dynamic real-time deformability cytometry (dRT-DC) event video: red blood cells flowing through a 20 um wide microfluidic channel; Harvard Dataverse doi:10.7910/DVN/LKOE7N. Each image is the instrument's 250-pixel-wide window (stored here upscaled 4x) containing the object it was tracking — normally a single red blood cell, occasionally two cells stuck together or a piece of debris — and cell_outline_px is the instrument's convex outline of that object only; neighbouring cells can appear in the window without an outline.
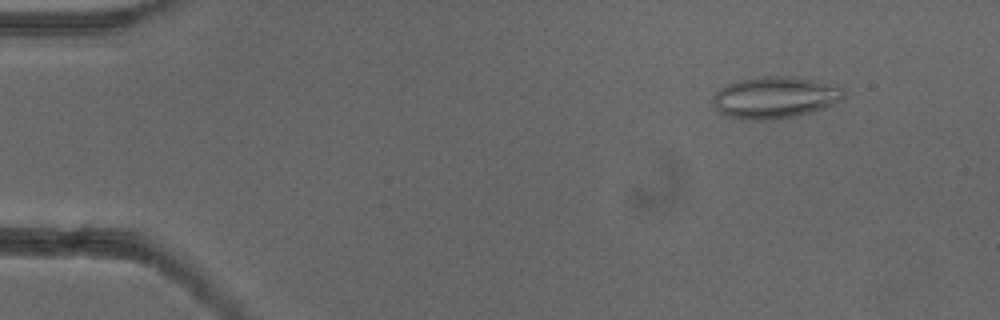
{"species": "common noctule bat (a hibernating species)", "species_latin": "Nyctalus noctula", "temperature_condition": "cold", "stored_images_in_passage": 53, "camera_frame_rate_fps": 3000, "um_per_image_px": 0.085, "animal": {"sex": "female"}, "frame": {"image": 1, "passage_image": 6, "time_ms": 1.667, "image_size_px": [1000, 320], "cell_outline_px": [[844, 96], [840, 100], [824, 108], [796, 116], [772, 120], [752, 120], [728, 116], [720, 112], [716, 108], [712, 100], [712, 96], [720, 88], [736, 80], [768, 76], [792, 76], [812, 80], [844, 88]], "centroid_in_image_um": [65.84, 8.29], "position_along_channel_um": 19.2, "area_um2": 31.62}}
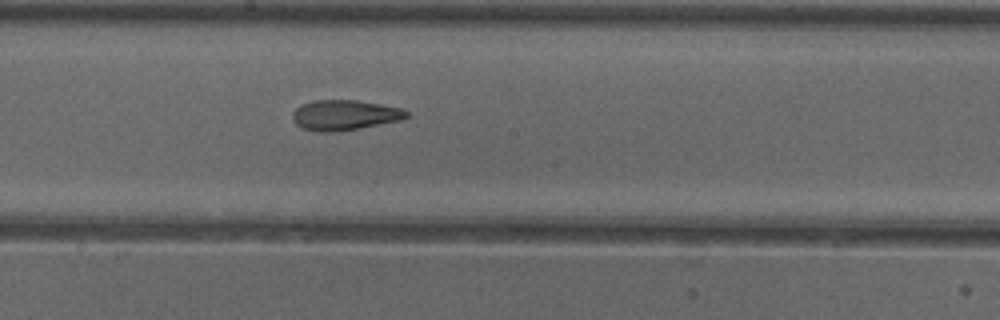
{"frame": {"image": 2, "passage_image": 29, "time_ms": 9.333, "image_size_px": [1000, 320], "cell_outline_px": [[408, 116], [400, 120], [356, 128], [328, 132], [320, 132], [300, 128], [296, 124], [292, 116], [292, 112], [300, 104], [312, 100], [356, 100], [380, 104], [400, 108], [408, 112]], "centroid_in_image_um": [29.22, 9.76], "position_along_channel_um": 219.0, "area_um2": 19.83}}
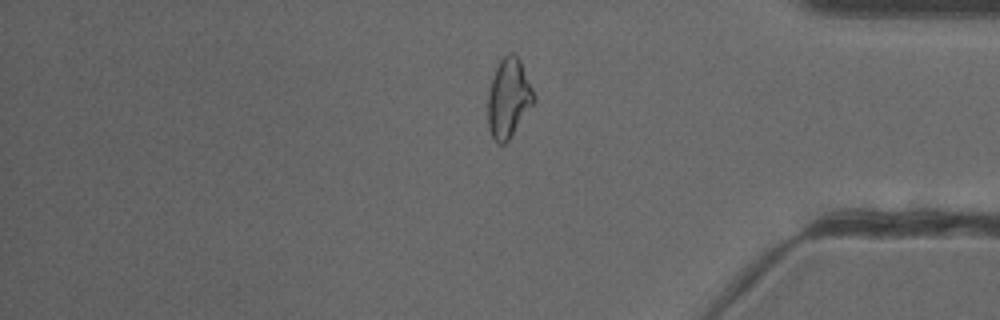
{"frame": {"image": 3, "passage_image": 44, "time_ms": 14.333, "image_size_px": [1000, 320], "cell_outline_px": [[536, 100], [508, 140], [504, 144], [496, 144], [488, 128], [488, 92], [496, 68], [500, 60], [508, 52], [512, 52], [520, 60], [536, 96]], "centroid_in_image_um": [43.23, 8.35], "position_along_channel_um": 392.0, "area_um2": 21.1}, "authors_computed_cell_mechanics": {"area_um2": 21.9062, "velocity_mm_per_s": 3.9136, "shape_relaxation_time_tau1_ms": null, "shape_relaxation_time_tau2_ms": 3.4637, "deformation_change_tau1": null, "deformation_change_tau2": 0.1286}}